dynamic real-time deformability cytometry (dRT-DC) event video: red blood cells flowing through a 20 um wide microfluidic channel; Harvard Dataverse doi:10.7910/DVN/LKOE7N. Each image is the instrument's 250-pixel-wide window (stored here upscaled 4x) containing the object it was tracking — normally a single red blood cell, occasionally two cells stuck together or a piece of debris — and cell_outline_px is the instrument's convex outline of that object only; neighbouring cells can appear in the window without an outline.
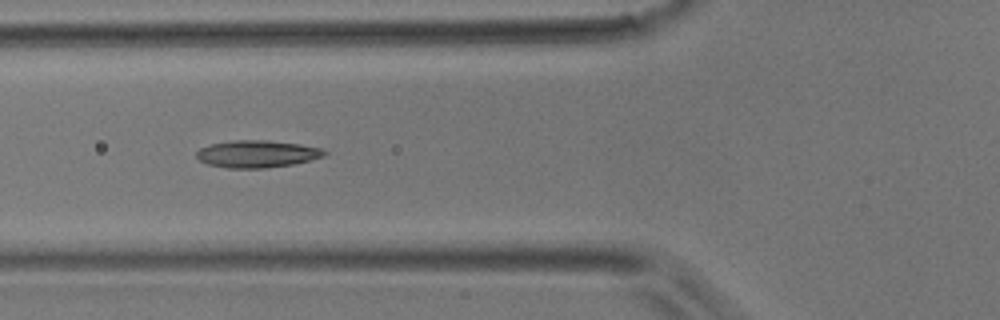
{"species": "common noctule bat (a hibernating species)", "species_latin": "Nyctalus noctula", "temperature_condition": "room temperature", "stored_images_in_passage": 5, "camera_frame_rate_fps": 3000, "um_per_image_px": 0.085, "animal": {"sex": "male", "body_mass_g": 17.9}, "frame": {"image": 1, "passage_image": 4, "time_ms": 1.0, "image_size_px": [1000, 320], "cell_outline_px": [[328, 152], [324, 156], [292, 164], [264, 168], [228, 168], [208, 164], [200, 160], [196, 156], [196, 152], [200, 148], [212, 144], [232, 140], [268, 140], [300, 144], [320, 148]], "centroid_in_image_um": [21.84, 13.08], "position_along_channel_um": 104.0, "area_um2": 20.11}}
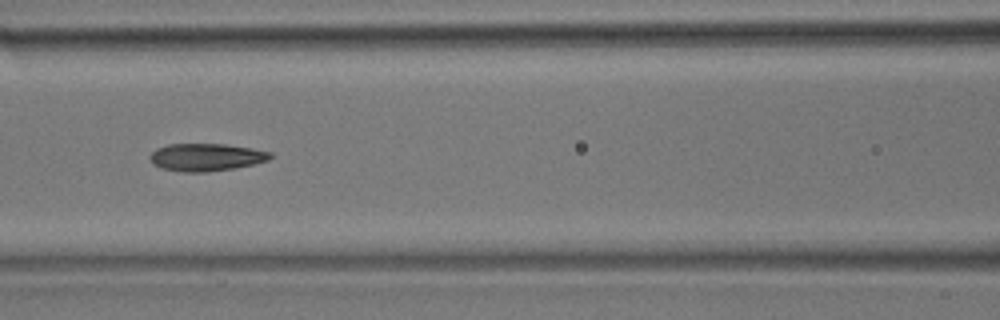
{"frame": {"image": 2, "passage_image": 5, "time_ms": 1.333, "image_size_px": [1000, 320], "cell_outline_px": [[272, 156], [268, 160], [256, 164], [236, 168], [208, 172], [180, 172], [160, 168], [152, 164], [148, 156], [156, 148], [168, 144], [224, 144], [252, 148], [272, 152]], "centroid_in_image_um": [17.5, 13.37], "position_along_channel_um": 149.1, "area_um2": 19.65}}